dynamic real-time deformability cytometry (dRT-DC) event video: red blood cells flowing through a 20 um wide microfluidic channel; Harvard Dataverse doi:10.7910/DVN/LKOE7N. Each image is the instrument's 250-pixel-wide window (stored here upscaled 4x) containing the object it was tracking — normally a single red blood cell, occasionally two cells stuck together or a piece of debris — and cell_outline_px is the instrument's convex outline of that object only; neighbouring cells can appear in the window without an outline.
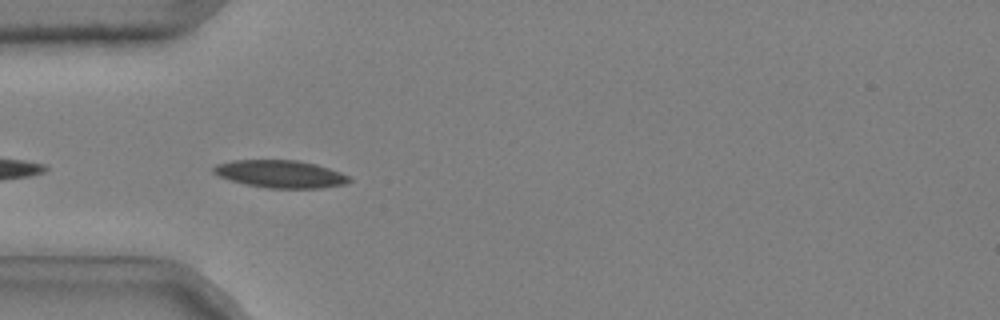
{"species": "common noctule bat (a hibernating species)", "species_latin": "Nyctalus noctula", "temperature_condition": "cold", "stored_images_in_passage": 8, "camera_frame_rate_fps": 3000, "um_per_image_px": 0.085, "animal": {"sex": "male", "body_mass_g": 20.4}, "frame": {"image": 1, "passage_image": 2, "time_ms": 0.333, "image_size_px": [1000, 320], "cell_outline_px": [[352, 180], [344, 184], [324, 188], [268, 188], [244, 184], [220, 176], [212, 172], [212, 168], [216, 164], [232, 160], [296, 160], [316, 164], [340, 172], [348, 176]], "centroid_in_image_um": [23.82, 14.79], "position_along_channel_um": 61.2, "area_um2": 21.73}}